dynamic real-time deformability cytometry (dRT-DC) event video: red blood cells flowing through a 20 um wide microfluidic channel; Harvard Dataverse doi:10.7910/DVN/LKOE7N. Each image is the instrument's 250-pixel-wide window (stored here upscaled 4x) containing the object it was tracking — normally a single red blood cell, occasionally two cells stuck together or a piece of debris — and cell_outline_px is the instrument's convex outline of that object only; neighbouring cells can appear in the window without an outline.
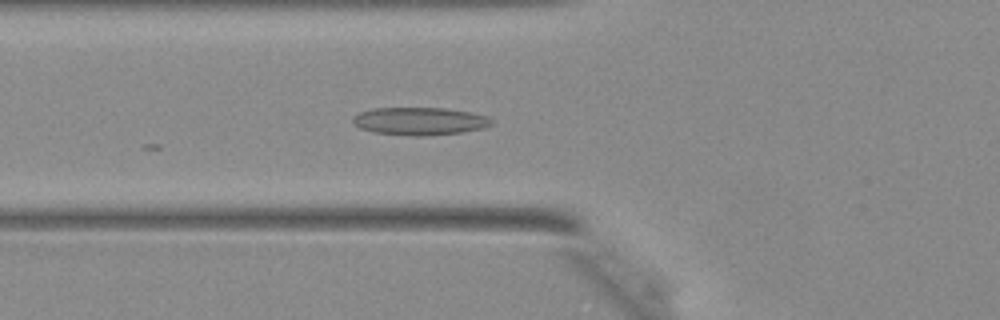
{"species": "Egyptian fruit bat (a non-hibernating species)", "species_latin": "Rousettus aegyptiacus", "temperature_condition": "warm", "stored_images_in_passage": 6, "camera_frame_rate_fps": 3000, "um_per_image_px": 0.085, "animal": {"sex": "female"}, "frame": {"image": 1, "passage_image": 2, "time_ms": 0.333, "image_size_px": [1000, 320], "cell_outline_px": [[492, 124], [484, 128], [464, 132], [416, 136], [412, 136], [372, 132], [360, 128], [352, 120], [352, 116], [360, 112], [372, 108], [444, 108], [472, 112], [488, 116], [492, 120]], "centroid_in_image_um": [35.68, 10.29], "position_along_channel_um": 90.1, "area_um2": 22.48}}
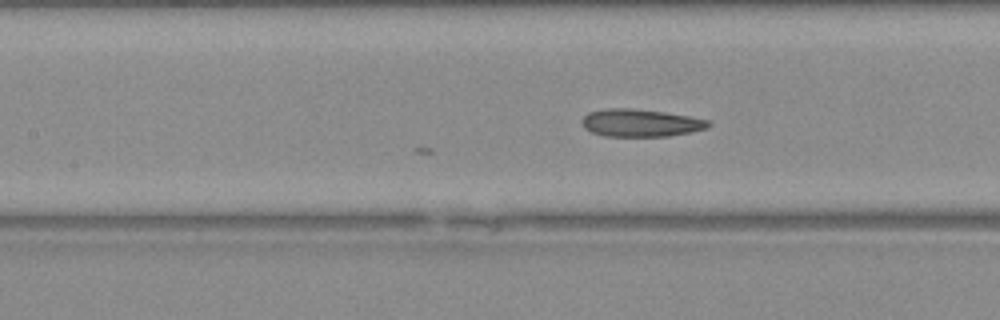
{"frame": {"image": 2, "passage_image": 6, "time_ms": 1.667, "image_size_px": [1000, 320], "cell_outline_px": [[712, 124], [708, 128], [668, 136], [604, 136], [592, 132], [584, 128], [584, 116], [588, 112], [604, 108], [628, 108], [664, 112], [688, 116], [708, 120]], "centroid_in_image_um": [54.45, 10.44], "position_along_channel_um": 153.0, "area_um2": 20.11}}